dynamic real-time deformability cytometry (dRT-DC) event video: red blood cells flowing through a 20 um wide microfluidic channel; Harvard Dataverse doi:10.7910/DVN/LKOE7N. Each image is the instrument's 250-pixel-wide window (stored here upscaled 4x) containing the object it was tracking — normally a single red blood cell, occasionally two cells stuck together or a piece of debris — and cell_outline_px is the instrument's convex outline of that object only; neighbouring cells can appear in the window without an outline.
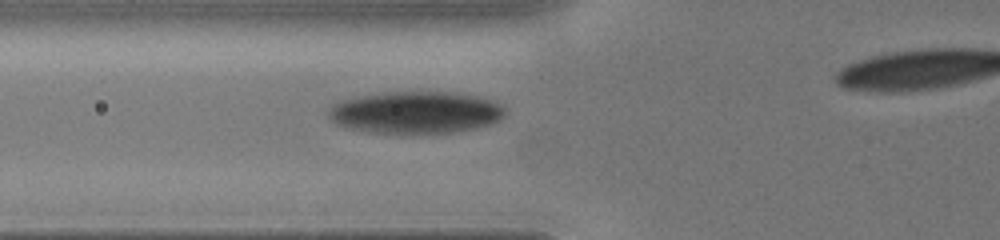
{"species": "human", "species_latin": "Homo sapiens", "temperature_condition": "cold", "stored_images_in_passage": 4, "camera_frame_rate_fps": 3000, "um_per_image_px": 0.085, "donor": {"sex": "male"}, "frame": {"image": 1, "passage_image": 3, "time_ms": 1.333, "image_size_px": [1000, 240], "cell_outline_px": [[504, 116], [500, 120], [476, 128], [448, 132], [376, 132], [348, 128], [336, 124], [328, 116], [328, 112], [332, 104], [340, 100], [388, 92], [464, 92], [492, 100], [504, 108]], "centroid_in_image_um": [35.35, 9.53], "position_along_channel_um": 90.5, "area_um2": 42.77}}